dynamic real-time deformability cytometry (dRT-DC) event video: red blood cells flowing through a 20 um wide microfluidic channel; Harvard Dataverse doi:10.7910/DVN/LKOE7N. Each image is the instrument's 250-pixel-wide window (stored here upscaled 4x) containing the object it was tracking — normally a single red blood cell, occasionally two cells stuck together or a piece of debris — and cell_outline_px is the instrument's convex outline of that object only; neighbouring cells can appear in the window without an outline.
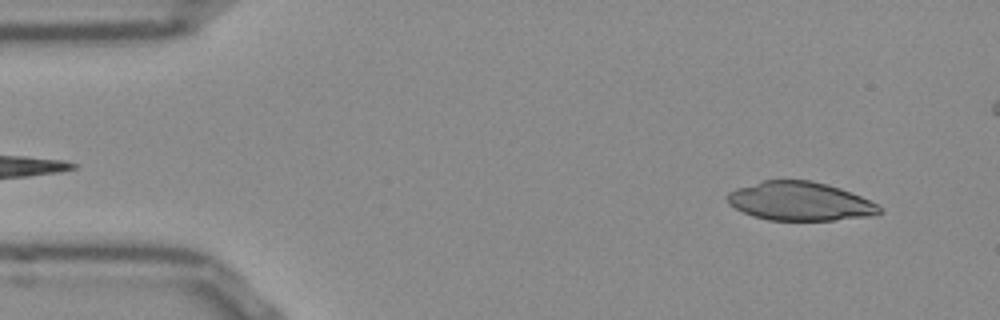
{"species": "Egyptian fruit bat (a non-hibernating species)", "species_latin": "Rousettus aegyptiacus", "temperature_condition": "room temperature", "stored_images_in_passage": 51, "camera_frame_rate_fps": 3000, "um_per_image_px": 0.085, "frame": {"image": 1, "passage_image": 3, "time_ms": 0.667, "image_size_px": [1000, 320], "cell_outline_px": [[884, 212], [868, 216], [836, 220], [768, 220], [752, 216], [728, 204], [724, 196], [728, 192], [736, 188], [764, 180], [812, 180], [828, 184], [840, 188], [860, 196], [876, 204]], "centroid_in_image_um": [67.95, 17.1], "position_along_channel_um": 17.1, "area_um2": 34.33}}
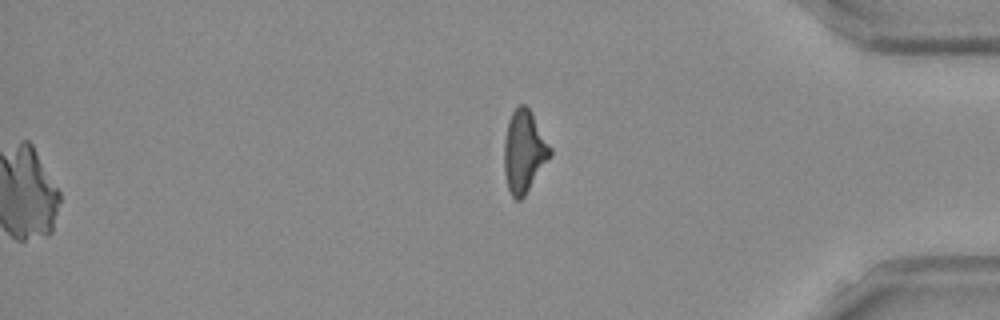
{"frame": {"image": 2, "passage_image": 51, "time_ms": 16.667, "image_size_px": [1000, 320], "cell_outline_px": [[552, 156], [524, 196], [520, 200], [516, 200], [512, 196], [508, 188], [504, 172], [504, 140], [508, 120], [512, 112], [520, 104], [524, 104], [532, 112], [552, 148]], "centroid_in_image_um": [44.56, 12.87], "position_along_channel_um": 390.6, "area_um2": 22.2}}